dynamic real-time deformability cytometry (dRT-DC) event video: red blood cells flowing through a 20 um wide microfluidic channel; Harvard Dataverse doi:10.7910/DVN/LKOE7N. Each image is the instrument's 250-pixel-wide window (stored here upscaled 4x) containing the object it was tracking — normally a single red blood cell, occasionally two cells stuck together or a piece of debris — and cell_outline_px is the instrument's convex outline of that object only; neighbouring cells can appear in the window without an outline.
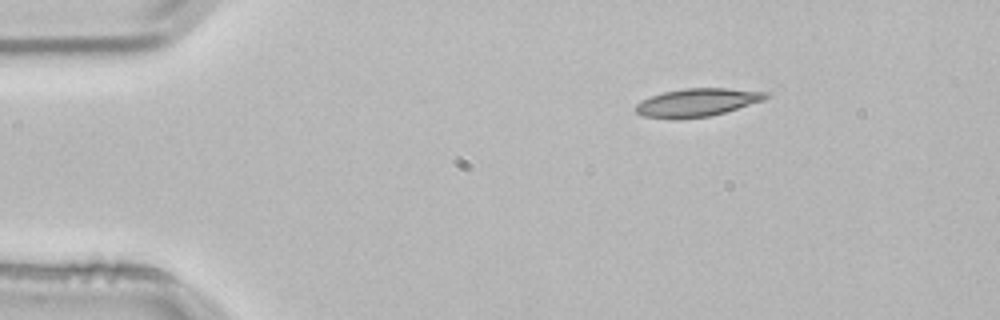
{"species": "common noctule bat (a hibernating species)", "species_latin": "Nyctalus noctula", "temperature_condition": "room temperature", "stored_images_in_passage": 3, "camera_frame_rate_fps": 3000, "um_per_image_px": 0.085, "animal": {"sex": "male", "body_mass_g": 21.5, "forearm_length_mm": 52.0}, "frame": {"image": 1, "passage_image": 1, "time_ms": 0.0, "image_size_px": [1000, 320], "cell_outline_px": [[768, 96], [764, 100], [724, 112], [708, 116], [644, 116], [636, 112], [632, 108], [636, 104], [652, 96], [664, 92], [684, 88], [728, 88], [768, 92]], "centroid_in_image_um": [59.31, 8.66], "position_along_channel_um": 25.7, "area_um2": 20.29}}
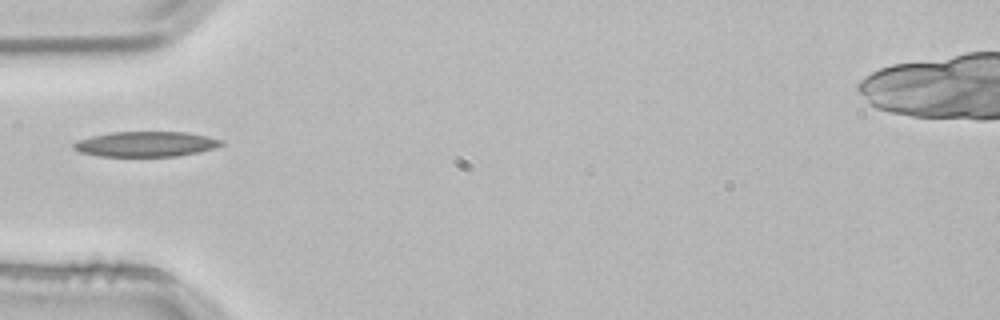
{"frame": {"image": 2, "passage_image": 3, "time_ms": 0.667, "image_size_px": [1000, 320], "cell_outline_px": [[224, 144], [212, 148], [196, 152], [176, 156], [100, 156], [80, 152], [72, 148], [72, 144], [76, 140], [92, 136], [112, 132], [188, 132], [208, 136], [224, 140]], "centroid_in_image_um": [12.38, 12.24], "position_along_channel_um": 72.6, "area_um2": 21.62}}